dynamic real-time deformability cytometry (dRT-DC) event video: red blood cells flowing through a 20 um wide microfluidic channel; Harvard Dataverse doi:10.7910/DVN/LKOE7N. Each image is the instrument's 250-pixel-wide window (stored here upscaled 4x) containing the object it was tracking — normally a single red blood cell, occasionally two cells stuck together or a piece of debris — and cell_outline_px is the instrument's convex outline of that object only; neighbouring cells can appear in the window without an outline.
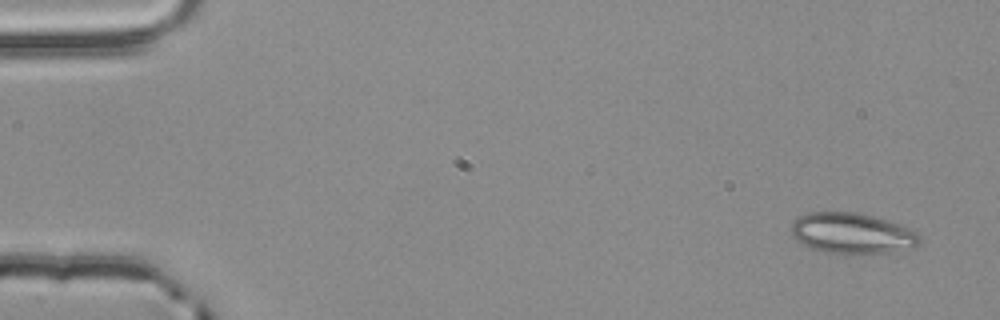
{"species": "common noctule bat (a hibernating species)", "species_latin": "Nyctalus noctula", "temperature_condition": "room temperature", "stored_images_in_passage": 4, "camera_frame_rate_fps": 3000, "um_per_image_px": 0.085, "animal": {"sex": "male", "body_mass_g": 20.4}, "frame": {"image": 1, "passage_image": 1, "time_ms": 0.0, "image_size_px": [1000, 320], "cell_outline_px": [[920, 240], [916, 248], [892, 252], [848, 256], [844, 256], [824, 252], [812, 248], [804, 244], [792, 236], [792, 220], [796, 216], [808, 212], [856, 212], [872, 216], [900, 224], [916, 232], [920, 236]], "centroid_in_image_um": [72.43, 19.86], "position_along_channel_um": 12.6, "area_um2": 31.21}}